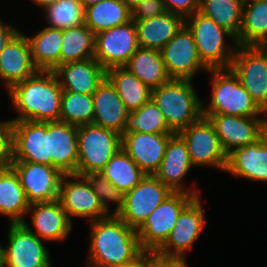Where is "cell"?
<instances>
[{
	"label": "cell",
	"instance_id": "obj_23",
	"mask_svg": "<svg viewBox=\"0 0 267 267\" xmlns=\"http://www.w3.org/2000/svg\"><path fill=\"white\" fill-rule=\"evenodd\" d=\"M78 127L62 121L48 122V156L63 174H75L78 165Z\"/></svg>",
	"mask_w": 267,
	"mask_h": 267
},
{
	"label": "cell",
	"instance_id": "obj_41",
	"mask_svg": "<svg viewBox=\"0 0 267 267\" xmlns=\"http://www.w3.org/2000/svg\"><path fill=\"white\" fill-rule=\"evenodd\" d=\"M132 20L141 21L159 16L166 12L163 0H144L132 10Z\"/></svg>",
	"mask_w": 267,
	"mask_h": 267
},
{
	"label": "cell",
	"instance_id": "obj_10",
	"mask_svg": "<svg viewBox=\"0 0 267 267\" xmlns=\"http://www.w3.org/2000/svg\"><path fill=\"white\" fill-rule=\"evenodd\" d=\"M267 114V58L258 46L238 45L229 67Z\"/></svg>",
	"mask_w": 267,
	"mask_h": 267
},
{
	"label": "cell",
	"instance_id": "obj_26",
	"mask_svg": "<svg viewBox=\"0 0 267 267\" xmlns=\"http://www.w3.org/2000/svg\"><path fill=\"white\" fill-rule=\"evenodd\" d=\"M94 115L92 124L123 133L128 111L114 86L105 77L92 95Z\"/></svg>",
	"mask_w": 267,
	"mask_h": 267
},
{
	"label": "cell",
	"instance_id": "obj_33",
	"mask_svg": "<svg viewBox=\"0 0 267 267\" xmlns=\"http://www.w3.org/2000/svg\"><path fill=\"white\" fill-rule=\"evenodd\" d=\"M100 173L124 194L131 191L145 176L135 161L120 148Z\"/></svg>",
	"mask_w": 267,
	"mask_h": 267
},
{
	"label": "cell",
	"instance_id": "obj_40",
	"mask_svg": "<svg viewBox=\"0 0 267 267\" xmlns=\"http://www.w3.org/2000/svg\"><path fill=\"white\" fill-rule=\"evenodd\" d=\"M84 177L88 180L102 208L109 214L111 213L109 204L114 203L116 207L111 215H117L124 206L125 194L112 185L101 173H90Z\"/></svg>",
	"mask_w": 267,
	"mask_h": 267
},
{
	"label": "cell",
	"instance_id": "obj_50",
	"mask_svg": "<svg viewBox=\"0 0 267 267\" xmlns=\"http://www.w3.org/2000/svg\"><path fill=\"white\" fill-rule=\"evenodd\" d=\"M258 47L260 48V50L266 55L267 58V39L262 41Z\"/></svg>",
	"mask_w": 267,
	"mask_h": 267
},
{
	"label": "cell",
	"instance_id": "obj_2",
	"mask_svg": "<svg viewBox=\"0 0 267 267\" xmlns=\"http://www.w3.org/2000/svg\"><path fill=\"white\" fill-rule=\"evenodd\" d=\"M63 89L54 71L38 70L14 85L8 95L19 113L12 121H59Z\"/></svg>",
	"mask_w": 267,
	"mask_h": 267
},
{
	"label": "cell",
	"instance_id": "obj_45",
	"mask_svg": "<svg viewBox=\"0 0 267 267\" xmlns=\"http://www.w3.org/2000/svg\"><path fill=\"white\" fill-rule=\"evenodd\" d=\"M19 31V28H14L11 24H5L0 20V54L3 51L5 45L13 38V36Z\"/></svg>",
	"mask_w": 267,
	"mask_h": 267
},
{
	"label": "cell",
	"instance_id": "obj_3",
	"mask_svg": "<svg viewBox=\"0 0 267 267\" xmlns=\"http://www.w3.org/2000/svg\"><path fill=\"white\" fill-rule=\"evenodd\" d=\"M151 99L174 133L187 128L203 116L202 101L197 96L192 80L170 79L152 89Z\"/></svg>",
	"mask_w": 267,
	"mask_h": 267
},
{
	"label": "cell",
	"instance_id": "obj_11",
	"mask_svg": "<svg viewBox=\"0 0 267 267\" xmlns=\"http://www.w3.org/2000/svg\"><path fill=\"white\" fill-rule=\"evenodd\" d=\"M212 123L227 156L234 150L250 145L265 135L267 115L242 117L225 114H203Z\"/></svg>",
	"mask_w": 267,
	"mask_h": 267
},
{
	"label": "cell",
	"instance_id": "obj_15",
	"mask_svg": "<svg viewBox=\"0 0 267 267\" xmlns=\"http://www.w3.org/2000/svg\"><path fill=\"white\" fill-rule=\"evenodd\" d=\"M29 204L55 201L59 197L63 173L56 167L24 161H11Z\"/></svg>",
	"mask_w": 267,
	"mask_h": 267
},
{
	"label": "cell",
	"instance_id": "obj_19",
	"mask_svg": "<svg viewBox=\"0 0 267 267\" xmlns=\"http://www.w3.org/2000/svg\"><path fill=\"white\" fill-rule=\"evenodd\" d=\"M192 168L193 165L184 139L178 133L172 134L169 137L160 167L154 176L172 192H184L200 197L201 190L194 186L196 182L192 183L193 188L185 187V182H183L184 177Z\"/></svg>",
	"mask_w": 267,
	"mask_h": 267
},
{
	"label": "cell",
	"instance_id": "obj_24",
	"mask_svg": "<svg viewBox=\"0 0 267 267\" xmlns=\"http://www.w3.org/2000/svg\"><path fill=\"white\" fill-rule=\"evenodd\" d=\"M63 91L93 95L106 77V70L95 59L69 62L54 70Z\"/></svg>",
	"mask_w": 267,
	"mask_h": 267
},
{
	"label": "cell",
	"instance_id": "obj_30",
	"mask_svg": "<svg viewBox=\"0 0 267 267\" xmlns=\"http://www.w3.org/2000/svg\"><path fill=\"white\" fill-rule=\"evenodd\" d=\"M123 67L150 89H155L171 79L166 71L161 52L155 49L139 47Z\"/></svg>",
	"mask_w": 267,
	"mask_h": 267
},
{
	"label": "cell",
	"instance_id": "obj_1",
	"mask_svg": "<svg viewBox=\"0 0 267 267\" xmlns=\"http://www.w3.org/2000/svg\"><path fill=\"white\" fill-rule=\"evenodd\" d=\"M90 223V245L87 267H116L135 262L144 251L137 230L117 215ZM89 264V265H88Z\"/></svg>",
	"mask_w": 267,
	"mask_h": 267
},
{
	"label": "cell",
	"instance_id": "obj_20",
	"mask_svg": "<svg viewBox=\"0 0 267 267\" xmlns=\"http://www.w3.org/2000/svg\"><path fill=\"white\" fill-rule=\"evenodd\" d=\"M174 133L121 134V148L149 175L159 169L169 137Z\"/></svg>",
	"mask_w": 267,
	"mask_h": 267
},
{
	"label": "cell",
	"instance_id": "obj_28",
	"mask_svg": "<svg viewBox=\"0 0 267 267\" xmlns=\"http://www.w3.org/2000/svg\"><path fill=\"white\" fill-rule=\"evenodd\" d=\"M30 204L15 170L9 165L0 168V214L10 224L23 223Z\"/></svg>",
	"mask_w": 267,
	"mask_h": 267
},
{
	"label": "cell",
	"instance_id": "obj_46",
	"mask_svg": "<svg viewBox=\"0 0 267 267\" xmlns=\"http://www.w3.org/2000/svg\"><path fill=\"white\" fill-rule=\"evenodd\" d=\"M116 267H148V252H144L135 262Z\"/></svg>",
	"mask_w": 267,
	"mask_h": 267
},
{
	"label": "cell",
	"instance_id": "obj_12",
	"mask_svg": "<svg viewBox=\"0 0 267 267\" xmlns=\"http://www.w3.org/2000/svg\"><path fill=\"white\" fill-rule=\"evenodd\" d=\"M171 193L154 175L145 174L131 191L125 193L124 206L117 216L137 230Z\"/></svg>",
	"mask_w": 267,
	"mask_h": 267
},
{
	"label": "cell",
	"instance_id": "obj_29",
	"mask_svg": "<svg viewBox=\"0 0 267 267\" xmlns=\"http://www.w3.org/2000/svg\"><path fill=\"white\" fill-rule=\"evenodd\" d=\"M32 62L38 70L54 71L61 65L63 33L61 29L45 26L39 33L28 37Z\"/></svg>",
	"mask_w": 267,
	"mask_h": 267
},
{
	"label": "cell",
	"instance_id": "obj_25",
	"mask_svg": "<svg viewBox=\"0 0 267 267\" xmlns=\"http://www.w3.org/2000/svg\"><path fill=\"white\" fill-rule=\"evenodd\" d=\"M225 171L250 181L267 183V136L230 153Z\"/></svg>",
	"mask_w": 267,
	"mask_h": 267
},
{
	"label": "cell",
	"instance_id": "obj_22",
	"mask_svg": "<svg viewBox=\"0 0 267 267\" xmlns=\"http://www.w3.org/2000/svg\"><path fill=\"white\" fill-rule=\"evenodd\" d=\"M38 69L32 62L27 36L19 30L0 54V79L7 91L34 75Z\"/></svg>",
	"mask_w": 267,
	"mask_h": 267
},
{
	"label": "cell",
	"instance_id": "obj_4",
	"mask_svg": "<svg viewBox=\"0 0 267 267\" xmlns=\"http://www.w3.org/2000/svg\"><path fill=\"white\" fill-rule=\"evenodd\" d=\"M212 76L210 103L203 114H225L242 117H262L267 115L252 99L230 68L209 69Z\"/></svg>",
	"mask_w": 267,
	"mask_h": 267
},
{
	"label": "cell",
	"instance_id": "obj_6",
	"mask_svg": "<svg viewBox=\"0 0 267 267\" xmlns=\"http://www.w3.org/2000/svg\"><path fill=\"white\" fill-rule=\"evenodd\" d=\"M78 165L76 175L100 171L121 148V135L95 124L78 127Z\"/></svg>",
	"mask_w": 267,
	"mask_h": 267
},
{
	"label": "cell",
	"instance_id": "obj_43",
	"mask_svg": "<svg viewBox=\"0 0 267 267\" xmlns=\"http://www.w3.org/2000/svg\"><path fill=\"white\" fill-rule=\"evenodd\" d=\"M166 11L178 14L184 19L199 11L200 0H163Z\"/></svg>",
	"mask_w": 267,
	"mask_h": 267
},
{
	"label": "cell",
	"instance_id": "obj_13",
	"mask_svg": "<svg viewBox=\"0 0 267 267\" xmlns=\"http://www.w3.org/2000/svg\"><path fill=\"white\" fill-rule=\"evenodd\" d=\"M139 47L137 29L131 19L95 35L94 58L105 70L123 67Z\"/></svg>",
	"mask_w": 267,
	"mask_h": 267
},
{
	"label": "cell",
	"instance_id": "obj_16",
	"mask_svg": "<svg viewBox=\"0 0 267 267\" xmlns=\"http://www.w3.org/2000/svg\"><path fill=\"white\" fill-rule=\"evenodd\" d=\"M58 200L71 222L73 221L71 217H84L89 223L110 215L102 208L84 176L64 174Z\"/></svg>",
	"mask_w": 267,
	"mask_h": 267
},
{
	"label": "cell",
	"instance_id": "obj_35",
	"mask_svg": "<svg viewBox=\"0 0 267 267\" xmlns=\"http://www.w3.org/2000/svg\"><path fill=\"white\" fill-rule=\"evenodd\" d=\"M61 65L94 58L95 34L85 25L62 30Z\"/></svg>",
	"mask_w": 267,
	"mask_h": 267
},
{
	"label": "cell",
	"instance_id": "obj_38",
	"mask_svg": "<svg viewBox=\"0 0 267 267\" xmlns=\"http://www.w3.org/2000/svg\"><path fill=\"white\" fill-rule=\"evenodd\" d=\"M93 115L92 95H85L75 91L62 92L59 121L79 127L92 124Z\"/></svg>",
	"mask_w": 267,
	"mask_h": 267
},
{
	"label": "cell",
	"instance_id": "obj_39",
	"mask_svg": "<svg viewBox=\"0 0 267 267\" xmlns=\"http://www.w3.org/2000/svg\"><path fill=\"white\" fill-rule=\"evenodd\" d=\"M43 10L49 27L64 30L84 24V8L79 0H55Z\"/></svg>",
	"mask_w": 267,
	"mask_h": 267
},
{
	"label": "cell",
	"instance_id": "obj_34",
	"mask_svg": "<svg viewBox=\"0 0 267 267\" xmlns=\"http://www.w3.org/2000/svg\"><path fill=\"white\" fill-rule=\"evenodd\" d=\"M267 39V0H256L243 5L242 26L238 45L258 46Z\"/></svg>",
	"mask_w": 267,
	"mask_h": 267
},
{
	"label": "cell",
	"instance_id": "obj_51",
	"mask_svg": "<svg viewBox=\"0 0 267 267\" xmlns=\"http://www.w3.org/2000/svg\"><path fill=\"white\" fill-rule=\"evenodd\" d=\"M2 247L3 245L0 244V267H2Z\"/></svg>",
	"mask_w": 267,
	"mask_h": 267
},
{
	"label": "cell",
	"instance_id": "obj_44",
	"mask_svg": "<svg viewBox=\"0 0 267 267\" xmlns=\"http://www.w3.org/2000/svg\"><path fill=\"white\" fill-rule=\"evenodd\" d=\"M148 267H188L185 258L164 257L148 252Z\"/></svg>",
	"mask_w": 267,
	"mask_h": 267
},
{
	"label": "cell",
	"instance_id": "obj_21",
	"mask_svg": "<svg viewBox=\"0 0 267 267\" xmlns=\"http://www.w3.org/2000/svg\"><path fill=\"white\" fill-rule=\"evenodd\" d=\"M29 213H31L32 225H29L26 220L22 224L44 241H63L72 230L73 223L58 199L30 204L27 214Z\"/></svg>",
	"mask_w": 267,
	"mask_h": 267
},
{
	"label": "cell",
	"instance_id": "obj_32",
	"mask_svg": "<svg viewBox=\"0 0 267 267\" xmlns=\"http://www.w3.org/2000/svg\"><path fill=\"white\" fill-rule=\"evenodd\" d=\"M106 78L114 86L129 113L138 110L151 99L152 89L125 67H111L107 69Z\"/></svg>",
	"mask_w": 267,
	"mask_h": 267
},
{
	"label": "cell",
	"instance_id": "obj_47",
	"mask_svg": "<svg viewBox=\"0 0 267 267\" xmlns=\"http://www.w3.org/2000/svg\"><path fill=\"white\" fill-rule=\"evenodd\" d=\"M37 6L42 7L43 9L48 5H51L55 0H30Z\"/></svg>",
	"mask_w": 267,
	"mask_h": 267
},
{
	"label": "cell",
	"instance_id": "obj_48",
	"mask_svg": "<svg viewBox=\"0 0 267 267\" xmlns=\"http://www.w3.org/2000/svg\"><path fill=\"white\" fill-rule=\"evenodd\" d=\"M131 10L144 0H122Z\"/></svg>",
	"mask_w": 267,
	"mask_h": 267
},
{
	"label": "cell",
	"instance_id": "obj_27",
	"mask_svg": "<svg viewBox=\"0 0 267 267\" xmlns=\"http://www.w3.org/2000/svg\"><path fill=\"white\" fill-rule=\"evenodd\" d=\"M134 23L139 46L161 51L183 27L185 19L178 14L166 11L159 16L134 21Z\"/></svg>",
	"mask_w": 267,
	"mask_h": 267
},
{
	"label": "cell",
	"instance_id": "obj_8",
	"mask_svg": "<svg viewBox=\"0 0 267 267\" xmlns=\"http://www.w3.org/2000/svg\"><path fill=\"white\" fill-rule=\"evenodd\" d=\"M178 134L186 143L193 167L210 166L226 170L228 156L208 118L202 116Z\"/></svg>",
	"mask_w": 267,
	"mask_h": 267
},
{
	"label": "cell",
	"instance_id": "obj_36",
	"mask_svg": "<svg viewBox=\"0 0 267 267\" xmlns=\"http://www.w3.org/2000/svg\"><path fill=\"white\" fill-rule=\"evenodd\" d=\"M199 12L229 31L235 39L238 37L243 16L240 0H200Z\"/></svg>",
	"mask_w": 267,
	"mask_h": 267
},
{
	"label": "cell",
	"instance_id": "obj_52",
	"mask_svg": "<svg viewBox=\"0 0 267 267\" xmlns=\"http://www.w3.org/2000/svg\"><path fill=\"white\" fill-rule=\"evenodd\" d=\"M242 2L243 5L252 2V1H256V0H240Z\"/></svg>",
	"mask_w": 267,
	"mask_h": 267
},
{
	"label": "cell",
	"instance_id": "obj_14",
	"mask_svg": "<svg viewBox=\"0 0 267 267\" xmlns=\"http://www.w3.org/2000/svg\"><path fill=\"white\" fill-rule=\"evenodd\" d=\"M201 196L195 197L178 215L175 226L156 251L160 256L186 258V252L192 249L206 224Z\"/></svg>",
	"mask_w": 267,
	"mask_h": 267
},
{
	"label": "cell",
	"instance_id": "obj_7",
	"mask_svg": "<svg viewBox=\"0 0 267 267\" xmlns=\"http://www.w3.org/2000/svg\"><path fill=\"white\" fill-rule=\"evenodd\" d=\"M195 198L184 192H172L137 229L144 252H156L168 239L178 215Z\"/></svg>",
	"mask_w": 267,
	"mask_h": 267
},
{
	"label": "cell",
	"instance_id": "obj_37",
	"mask_svg": "<svg viewBox=\"0 0 267 267\" xmlns=\"http://www.w3.org/2000/svg\"><path fill=\"white\" fill-rule=\"evenodd\" d=\"M134 132L174 133L152 99L143 104L138 110L128 113L122 134Z\"/></svg>",
	"mask_w": 267,
	"mask_h": 267
},
{
	"label": "cell",
	"instance_id": "obj_18",
	"mask_svg": "<svg viewBox=\"0 0 267 267\" xmlns=\"http://www.w3.org/2000/svg\"><path fill=\"white\" fill-rule=\"evenodd\" d=\"M11 161L51 166L48 156V122L12 121Z\"/></svg>",
	"mask_w": 267,
	"mask_h": 267
},
{
	"label": "cell",
	"instance_id": "obj_42",
	"mask_svg": "<svg viewBox=\"0 0 267 267\" xmlns=\"http://www.w3.org/2000/svg\"><path fill=\"white\" fill-rule=\"evenodd\" d=\"M11 129L12 120L0 121V168L11 162Z\"/></svg>",
	"mask_w": 267,
	"mask_h": 267
},
{
	"label": "cell",
	"instance_id": "obj_9",
	"mask_svg": "<svg viewBox=\"0 0 267 267\" xmlns=\"http://www.w3.org/2000/svg\"><path fill=\"white\" fill-rule=\"evenodd\" d=\"M7 232V247H2L3 267H51L49 248L22 223H9Z\"/></svg>",
	"mask_w": 267,
	"mask_h": 267
},
{
	"label": "cell",
	"instance_id": "obj_49",
	"mask_svg": "<svg viewBox=\"0 0 267 267\" xmlns=\"http://www.w3.org/2000/svg\"><path fill=\"white\" fill-rule=\"evenodd\" d=\"M83 6V8H86L90 5L96 4L102 0H79Z\"/></svg>",
	"mask_w": 267,
	"mask_h": 267
},
{
	"label": "cell",
	"instance_id": "obj_5",
	"mask_svg": "<svg viewBox=\"0 0 267 267\" xmlns=\"http://www.w3.org/2000/svg\"><path fill=\"white\" fill-rule=\"evenodd\" d=\"M201 61L209 69L229 68L238 46L235 37L199 11L185 18ZM226 37L232 42L226 44Z\"/></svg>",
	"mask_w": 267,
	"mask_h": 267
},
{
	"label": "cell",
	"instance_id": "obj_31",
	"mask_svg": "<svg viewBox=\"0 0 267 267\" xmlns=\"http://www.w3.org/2000/svg\"><path fill=\"white\" fill-rule=\"evenodd\" d=\"M131 19L132 11L122 0H102L84 8V24L95 35Z\"/></svg>",
	"mask_w": 267,
	"mask_h": 267
},
{
	"label": "cell",
	"instance_id": "obj_17",
	"mask_svg": "<svg viewBox=\"0 0 267 267\" xmlns=\"http://www.w3.org/2000/svg\"><path fill=\"white\" fill-rule=\"evenodd\" d=\"M160 52L171 79L193 80L198 71L209 70L201 61L193 35L185 24Z\"/></svg>",
	"mask_w": 267,
	"mask_h": 267
}]
</instances>
